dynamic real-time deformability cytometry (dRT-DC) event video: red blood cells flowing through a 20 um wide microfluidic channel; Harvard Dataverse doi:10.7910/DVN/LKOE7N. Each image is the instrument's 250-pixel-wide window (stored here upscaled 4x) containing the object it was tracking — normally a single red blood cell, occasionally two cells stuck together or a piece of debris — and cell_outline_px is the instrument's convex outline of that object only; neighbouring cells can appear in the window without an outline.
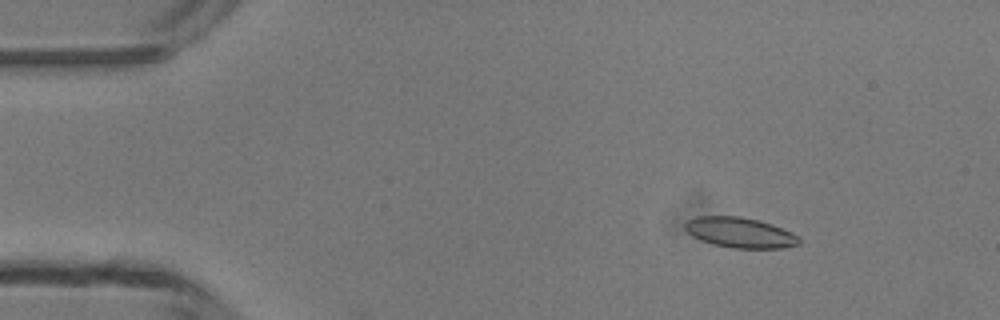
{"species": "common noctule bat (a hibernating species)", "species_latin": "Nyctalus noctula", "temperature_condition": "room temperature", "stored_images_in_passage": 3, "camera_frame_rate_fps": 3000, "um_per_image_px": 0.085, "animal": {"sex": "male", "body_mass_g": 13.3}, "frame": {"image": 1, "passage_image": 2, "time_ms": 1.333, "image_size_px": [1000, 320], "cell_outline_px": [[800, 244], [780, 248], [732, 248], [700, 240], [692, 236], [684, 228], [684, 224], [688, 220], [696, 216], [740, 216], [760, 220], [772, 224], [792, 232], [800, 236]], "centroid_in_image_um": [62.91, 19.76], "position_along_channel_um": 22.1, "area_um2": 20.23}}